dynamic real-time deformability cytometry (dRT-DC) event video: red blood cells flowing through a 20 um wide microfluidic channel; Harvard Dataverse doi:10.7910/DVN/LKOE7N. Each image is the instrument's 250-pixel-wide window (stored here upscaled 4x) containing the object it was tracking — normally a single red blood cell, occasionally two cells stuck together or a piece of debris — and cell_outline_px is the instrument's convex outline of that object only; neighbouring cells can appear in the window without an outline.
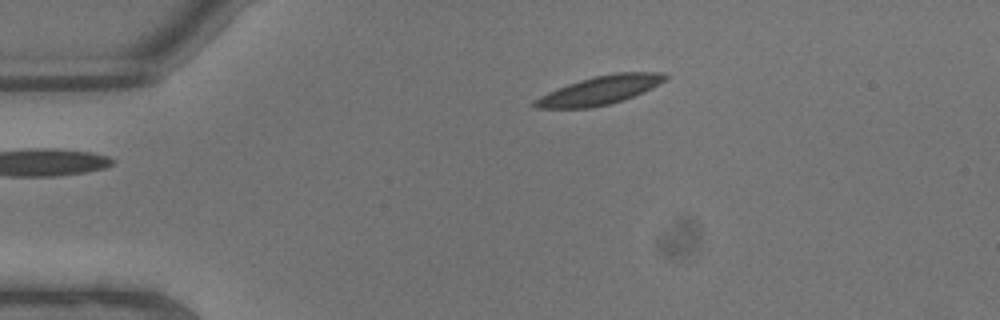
{"species": "common noctule bat (a hibernating species)", "species_latin": "Nyctalus noctula", "temperature_condition": "warm", "stored_images_in_passage": 3, "camera_frame_rate_fps": 3000, "um_per_image_px": 0.085, "animal": {"sex": "male", "body_mass_g": 13.3}, "frame": {"image": 1, "passage_image": 1, "time_ms": 0.0, "image_size_px": [1000, 320], "cell_outline_px": [[668, 76], [660, 84], [644, 92], [624, 100], [592, 108], [536, 108], [532, 104], [540, 96], [548, 92], [568, 84], [580, 80], [596, 76], [616, 72], [660, 72]], "centroid_in_image_um": [51.01, 7.67], "position_along_channel_um": 34.0, "area_um2": 21.56}}